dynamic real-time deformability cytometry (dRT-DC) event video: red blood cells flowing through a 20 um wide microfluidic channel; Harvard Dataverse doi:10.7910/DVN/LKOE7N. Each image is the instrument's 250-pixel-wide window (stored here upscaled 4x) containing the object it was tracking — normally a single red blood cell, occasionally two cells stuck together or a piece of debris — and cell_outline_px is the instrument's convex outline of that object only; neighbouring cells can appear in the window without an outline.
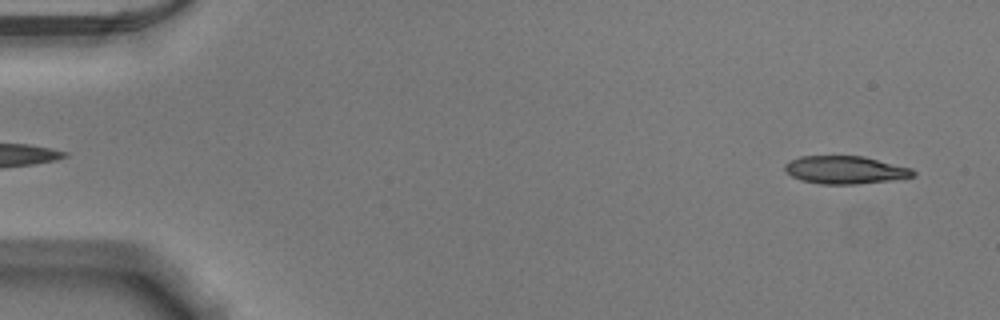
{"species": "Egyptian fruit bat (a non-hibernating species)", "species_latin": "Rousettus aegyptiacus", "temperature_condition": "warm", "stored_images_in_passage": 51, "camera_frame_rate_fps": 3000, "um_per_image_px": 0.085, "animal": {"sex": "male"}, "frame": {"image": 1, "passage_image": 2, "time_ms": 0.333, "image_size_px": [1000, 320], "cell_outline_px": [[916, 176], [892, 180], [856, 184], [820, 184], [800, 180], [792, 176], [784, 168], [784, 164], [800, 156], [864, 156], [912, 168], [916, 172]], "centroid_in_image_um": [71.87, 14.44], "position_along_channel_um": 13.1, "area_um2": 20.87}}
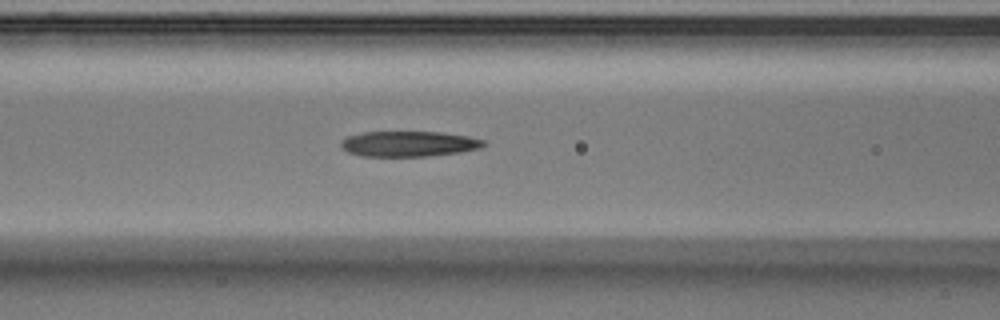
{"frame": {"image": 2, "passage_image": 21, "time_ms": 6.667, "image_size_px": [1000, 320], "cell_outline_px": [[488, 144], [480, 148], [460, 152], [428, 156], [360, 156], [348, 152], [340, 144], [340, 140], [344, 136], [364, 132], [440, 132], [468, 136], [484, 140]], "centroid_in_image_um": [34.73, 12.22], "position_along_channel_um": 131.9, "area_um2": 21.27}}
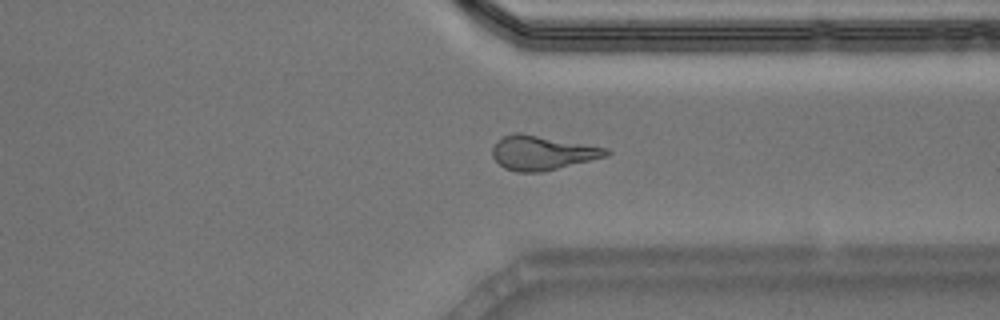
{"frame": {"image": 3, "passage_image": 39, "time_ms": 12.667, "image_size_px": [1000, 320], "cell_outline_px": [[612, 152], [608, 156], [544, 172], [516, 172], [504, 168], [492, 156], [492, 144], [496, 140], [504, 136], [516, 132], [520, 132], [608, 148]], "centroid_in_image_um": [46.08, 12.99], "position_along_channel_um": 365.3, "area_um2": 23.0}, "authors_computed_cell_mechanics": {"area_um2": 21.8484, "velocity_mm_per_s": 3.8966, "shape_relaxation_time_tau1_ms": null, "shape_relaxation_time_tau2_ms": 3.3956, "deformation_change_tau1": null, "deformation_change_tau2": 0.1383}}